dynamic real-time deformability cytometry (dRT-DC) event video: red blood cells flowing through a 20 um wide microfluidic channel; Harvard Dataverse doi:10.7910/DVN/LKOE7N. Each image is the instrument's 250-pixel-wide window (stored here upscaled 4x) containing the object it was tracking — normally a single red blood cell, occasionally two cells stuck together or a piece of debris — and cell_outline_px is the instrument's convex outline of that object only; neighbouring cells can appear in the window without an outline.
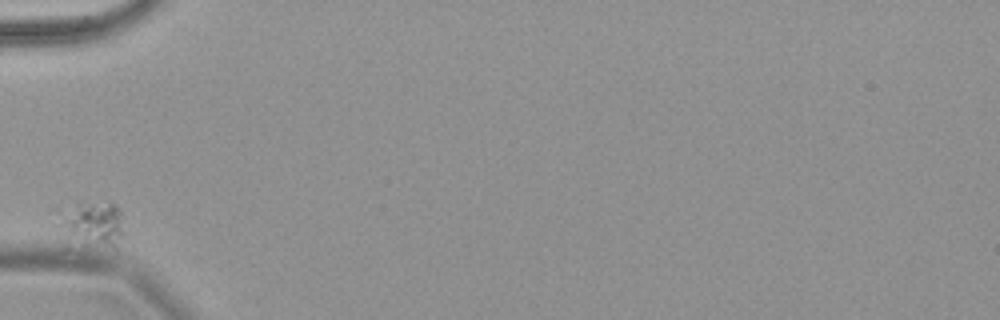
{"species": "common noctule bat (a hibernating species)", "species_latin": "Nyctalus noctula", "temperature_condition": "warm", "stored_images_in_passage": 10, "camera_frame_rate_fps": 3000, "um_per_image_px": 0.085, "animal": {"sex": "female", "body_mass_g": 18.4}, "frame": {"image": 1, "passage_image": 1, "time_ms": 0.0, "image_size_px": [1000, 320], "cell_outline_px": [[120, 236], [116, 248], [64, 248], [64, 220], [80, 204], [108, 200], [112, 200], [120, 208]], "centroid_in_image_um": [7.92, 19.21], "position_along_channel_um": 77.1, "area_um2": 17.22}}
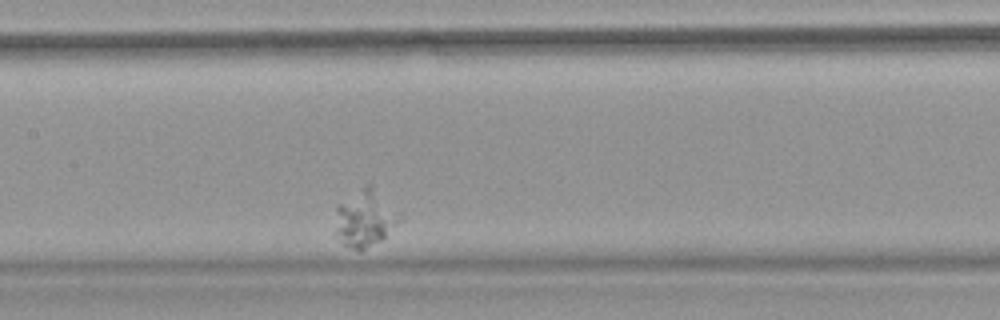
{"frame": {"image": 2, "passage_image": 4, "time_ms": 1.0, "image_size_px": [1000, 320], "cell_outline_px": [[404, 220], [380, 240], [364, 248], [356, 248], [344, 244], [332, 232], [336, 208], [340, 204], [400, 212]], "centroid_in_image_um": [30.9, 19.11], "position_along_channel_um": 176.5, "area_um2": 15.66}}
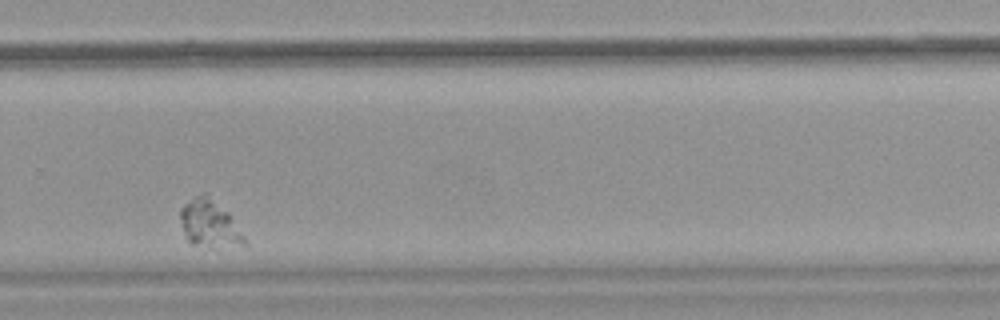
{"frame": {"image": 3, "passage_image": 9, "time_ms": 2.667, "image_size_px": [1000, 320], "cell_outline_px": [[248, 244], [192, 244], [188, 240], [184, 232], [180, 216], [180, 208], [184, 204], [196, 196], [204, 192], [208, 192], [228, 212], [244, 236]], "centroid_in_image_um": [17.78, 18.91], "position_along_channel_um": 312.0, "area_um2": 16.94}}